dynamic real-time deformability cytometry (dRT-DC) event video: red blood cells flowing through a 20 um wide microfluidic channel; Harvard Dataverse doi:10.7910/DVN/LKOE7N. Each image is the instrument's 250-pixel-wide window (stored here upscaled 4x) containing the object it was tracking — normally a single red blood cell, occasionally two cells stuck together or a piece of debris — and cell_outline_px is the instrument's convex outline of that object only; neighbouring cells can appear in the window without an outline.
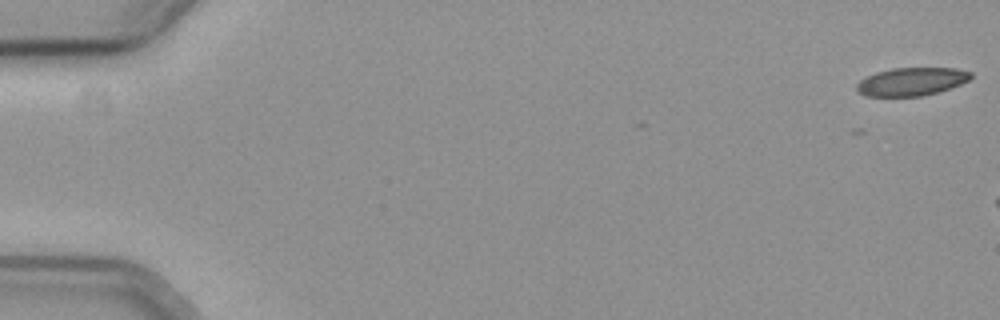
{"species": "common noctule bat (a hibernating species)", "species_latin": "Nyctalus noctula", "temperature_condition": "cold", "stored_images_in_passage": 3, "camera_frame_rate_fps": 3000, "um_per_image_px": 0.085, "animal": {"sex": "female", "body_mass_g": 19.3, "forearm_length_mm": 54.1}, "frame": {"image": 1, "passage_image": 1, "time_ms": 0.0, "image_size_px": [1000, 320], "cell_outline_px": [[972, 76], [968, 80], [960, 84], [936, 92], [920, 96], [868, 96], [856, 92], [856, 84], [860, 80], [876, 72], [892, 68], [956, 68], [972, 72]], "centroid_in_image_um": [77.45, 6.93], "position_along_channel_um": 7.5, "area_um2": 18.55}}